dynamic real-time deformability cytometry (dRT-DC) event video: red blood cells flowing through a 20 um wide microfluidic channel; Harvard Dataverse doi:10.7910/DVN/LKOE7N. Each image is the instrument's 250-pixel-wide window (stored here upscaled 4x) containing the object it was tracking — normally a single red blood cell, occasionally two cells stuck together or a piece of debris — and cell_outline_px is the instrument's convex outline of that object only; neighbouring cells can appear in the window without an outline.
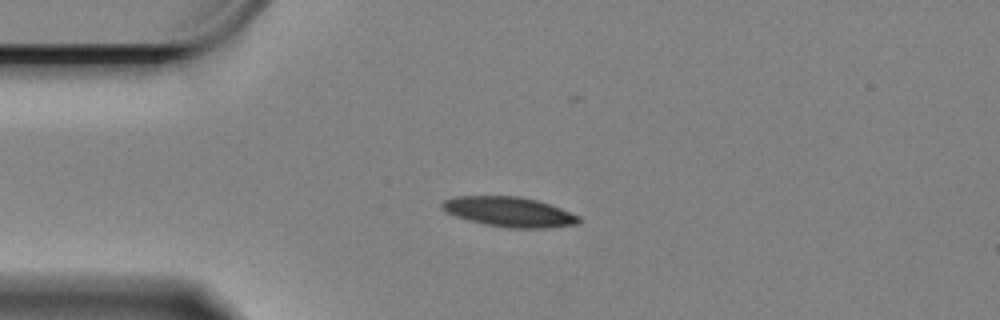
{"species": "Egyptian fruit bat (a non-hibernating species)", "species_latin": "Rousettus aegyptiacus", "temperature_condition": "cold", "stored_images_in_passage": 43, "camera_frame_rate_fps": 3000, "um_per_image_px": 0.085, "animal": {"sex": "female"}, "frame": {"image": 1, "passage_image": 1, "time_ms": 0.0, "image_size_px": [1000, 320], "cell_outline_px": [[580, 224], [548, 228], [508, 228], [484, 224], [468, 220], [456, 216], [448, 212], [440, 204], [444, 200], [456, 196], [516, 196], [536, 200], [560, 208], [580, 216]], "centroid_in_image_um": [43.31, 18.02], "position_along_channel_um": 41.7, "area_um2": 23.7}}
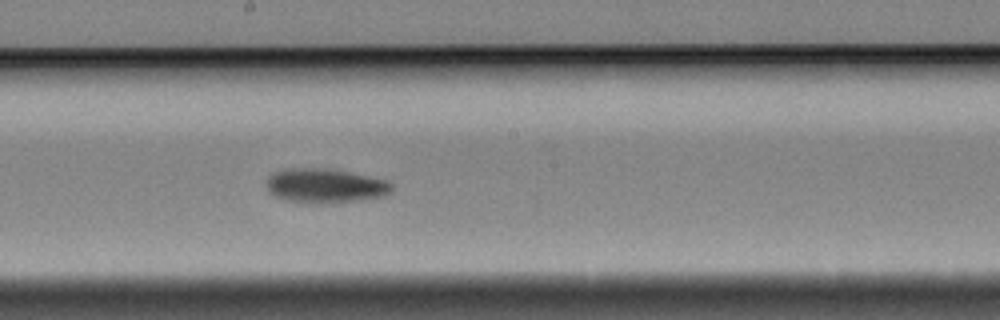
{"frame": {"image": 2, "passage_image": 19, "time_ms": 6.0, "image_size_px": [1000, 320], "cell_outline_px": [[392, 192], [384, 196], [360, 200], [284, 200], [268, 192], [268, 176], [272, 172], [284, 168], [332, 168], [388, 180], [392, 184]], "centroid_in_image_um": [27.67, 15.72], "position_along_channel_um": 220.5, "area_um2": 24.33}}
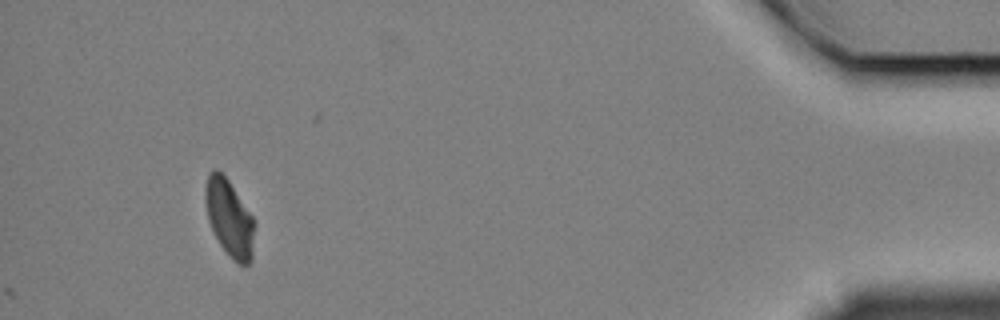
{"frame": {"image": 3, "passage_image": 43, "time_ms": 14.0, "image_size_px": [1000, 320], "cell_outline_px": [[256, 224], [252, 260], [248, 264], [240, 264], [232, 260], [220, 244], [208, 220], [204, 196], [204, 188], [208, 172], [216, 168], [228, 180], [252, 216]], "centroid_in_image_um": [19.5, 18.54], "position_along_channel_um": 415.7, "area_um2": 22.14}, "authors_computed_cell_mechanics": {"area_um2": 23.9292, "velocity_mm_per_s": 3.303, "shape_relaxation_time_tau1_ms": 4.6104, "shape_relaxation_time_tau2_ms": 9.6268, "deformation_change_tau1": 0.1238, "deformation_change_tau2": 0.1132}}